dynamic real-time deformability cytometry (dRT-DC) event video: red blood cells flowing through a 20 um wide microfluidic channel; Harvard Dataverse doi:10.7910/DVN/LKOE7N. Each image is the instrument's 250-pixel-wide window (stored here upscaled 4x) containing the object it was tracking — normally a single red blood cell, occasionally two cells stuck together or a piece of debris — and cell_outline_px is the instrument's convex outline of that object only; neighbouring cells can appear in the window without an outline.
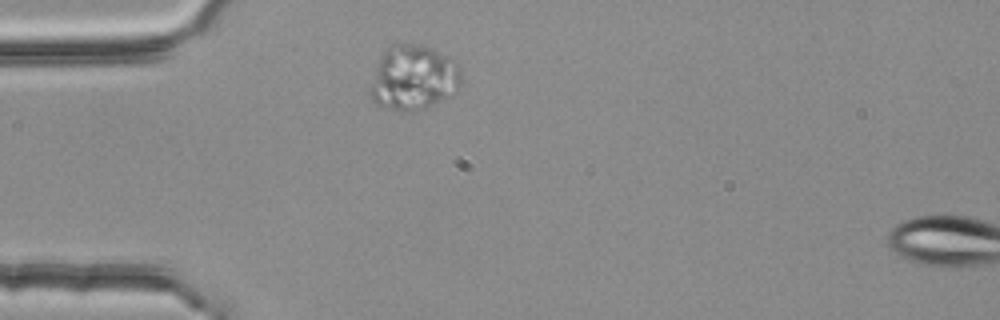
{"species": "common noctule bat (a hibernating species)", "species_latin": "Nyctalus noctula", "temperature_condition": "room temperature", "stored_images_in_passage": 2, "segment_of_instrument_passage": [1, 2], "camera_frame_rate_fps": 3000, "um_per_image_px": 0.085, "animal": {"sex": "female", "body_mass_g": 25.1}, "frame": {"image": 1, "passage_image": 1, "time_ms": 0.0, "image_size_px": [1000, 320], "cell_outline_px": [[460, 84], [456, 92], [452, 96], [420, 112], [400, 112], [376, 104], [372, 100], [372, 84], [380, 56], [388, 44], [420, 44], [432, 48], [452, 60], [460, 68]], "centroid_in_image_um": [35.17, 6.64], "position_along_channel_um": 49.8, "area_um2": 34.56}}